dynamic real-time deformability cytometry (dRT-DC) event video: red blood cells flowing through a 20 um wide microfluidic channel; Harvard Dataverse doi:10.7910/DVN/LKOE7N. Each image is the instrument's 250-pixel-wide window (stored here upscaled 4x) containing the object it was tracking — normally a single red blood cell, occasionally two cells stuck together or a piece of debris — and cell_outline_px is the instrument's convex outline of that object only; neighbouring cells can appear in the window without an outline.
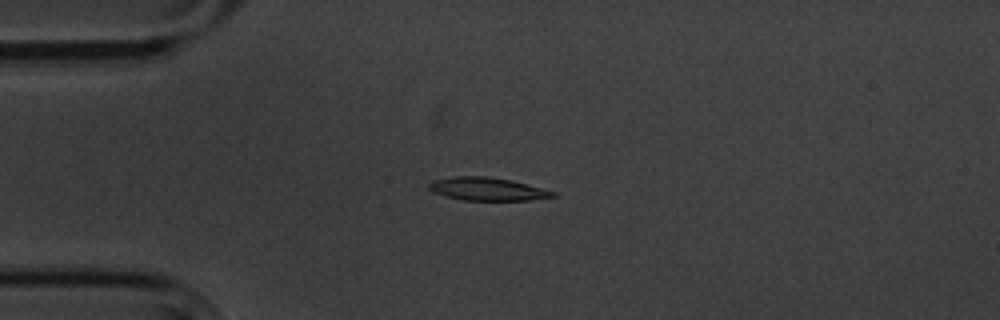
{"species": "common noctule bat (a hibernating species)", "species_latin": "Nyctalus noctula", "temperature_condition": "cold", "stored_images_in_passage": 5, "camera_frame_rate_fps": 3000, "um_per_image_px": 0.085, "animal": {"sex": "male", "body_mass_g": 20.1, "forearm_length_mm": 53.5}, "frame": {"image": 1, "passage_image": 4, "time_ms": 3.667, "image_size_px": [1000, 320], "cell_outline_px": [[556, 196], [528, 200], [464, 200], [444, 196], [432, 192], [428, 188], [428, 184], [432, 180], [452, 176], [488, 176], [512, 180], [556, 192]], "centroid_in_image_um": [41.37, 16.05], "position_along_channel_um": 43.6, "area_um2": 16.7}}